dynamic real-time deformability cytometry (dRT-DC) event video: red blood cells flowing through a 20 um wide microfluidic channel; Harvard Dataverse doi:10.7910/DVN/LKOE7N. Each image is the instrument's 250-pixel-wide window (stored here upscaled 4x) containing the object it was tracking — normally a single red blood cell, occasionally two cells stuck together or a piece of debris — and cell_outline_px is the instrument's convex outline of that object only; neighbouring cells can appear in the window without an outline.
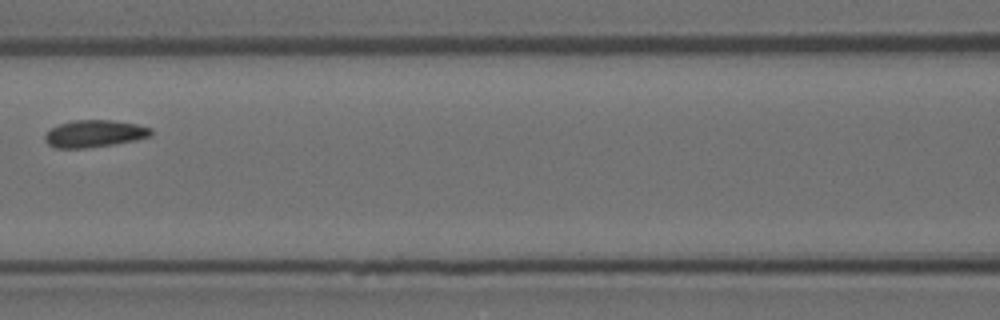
{"species": "Egyptian fruit bat (a non-hibernating species)", "species_latin": "Rousettus aegyptiacus", "temperature_condition": "room temperature", "stored_images_in_passage": 6, "camera_frame_rate_fps": 3000, "um_per_image_px": 0.085, "animal": {"sex": "female"}, "frame": {"image": 1, "passage_image": 6, "time_ms": 1.667, "image_size_px": [1000, 320], "cell_outline_px": [[152, 136], [136, 140], [112, 144], [84, 148], [56, 148], [48, 144], [44, 140], [44, 136], [52, 128], [60, 124], [72, 120], [112, 120], [136, 124], [152, 128]], "centroid_in_image_um": [8.04, 11.36], "position_along_channel_um": 158.6, "area_um2": 16.7}}